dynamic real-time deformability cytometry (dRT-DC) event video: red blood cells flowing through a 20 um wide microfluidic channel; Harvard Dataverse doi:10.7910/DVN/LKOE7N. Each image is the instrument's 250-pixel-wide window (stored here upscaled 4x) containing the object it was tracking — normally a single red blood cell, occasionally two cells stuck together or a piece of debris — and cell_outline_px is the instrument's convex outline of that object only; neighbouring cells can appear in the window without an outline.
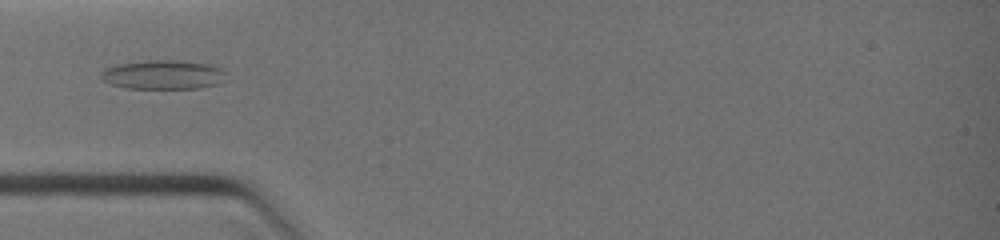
{"species": "common noctule bat (a hibernating species)", "species_latin": "Nyctalus noctula", "temperature_condition": "warm", "stored_images_in_passage": 6, "camera_frame_rate_fps": 3000, "um_per_image_px": 0.085, "animal": {"sex": "female", "body_mass_g": 19.0, "forearm_length_mm": 51.5}, "frame": {"image": 1, "passage_image": 6, "time_ms": 3.333, "image_size_px": [1000, 240], "cell_outline_px": [[228, 80], [216, 84], [200, 88], [124, 88], [100, 80], [100, 72], [104, 68], [116, 64], [148, 60], [176, 60], [208, 64], [220, 68], [224, 72]], "centroid_in_image_um": [13.84, 6.35], "position_along_channel_um": 71.2, "area_um2": 21.44}}